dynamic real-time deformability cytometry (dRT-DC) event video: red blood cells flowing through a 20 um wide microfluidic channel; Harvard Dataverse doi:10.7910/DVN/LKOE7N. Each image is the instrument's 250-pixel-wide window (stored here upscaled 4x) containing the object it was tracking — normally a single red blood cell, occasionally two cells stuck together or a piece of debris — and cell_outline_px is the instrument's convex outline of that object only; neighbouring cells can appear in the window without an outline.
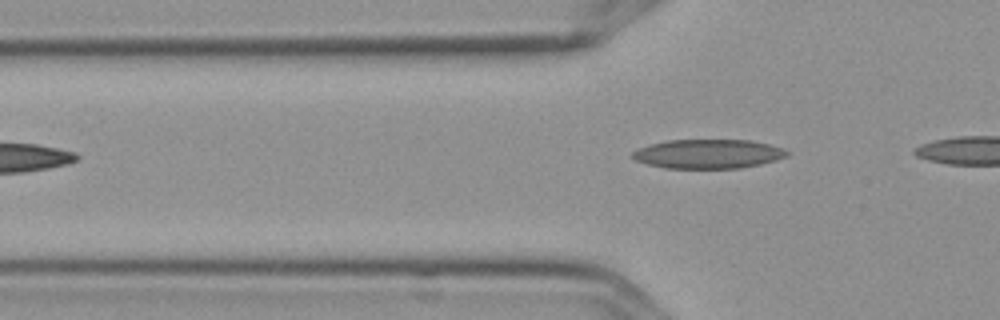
{"species": "Egyptian fruit bat (a non-hibernating species)", "species_latin": "Rousettus aegyptiacus", "temperature_condition": "cold", "stored_images_in_passage": 3, "camera_frame_rate_fps": 3000, "um_per_image_px": 0.085, "frame": {"image": 1, "passage_image": 3, "time_ms": 0.667, "image_size_px": [1000, 320], "cell_outline_px": [[788, 156], [776, 160], [760, 164], [740, 168], [664, 168], [648, 164], [636, 160], [632, 156], [632, 152], [640, 148], [652, 144], [668, 140], [752, 140], [784, 148], [788, 152]], "centroid_in_image_um": [60.23, 13.08], "position_along_channel_um": 65.6, "area_um2": 26.13}}